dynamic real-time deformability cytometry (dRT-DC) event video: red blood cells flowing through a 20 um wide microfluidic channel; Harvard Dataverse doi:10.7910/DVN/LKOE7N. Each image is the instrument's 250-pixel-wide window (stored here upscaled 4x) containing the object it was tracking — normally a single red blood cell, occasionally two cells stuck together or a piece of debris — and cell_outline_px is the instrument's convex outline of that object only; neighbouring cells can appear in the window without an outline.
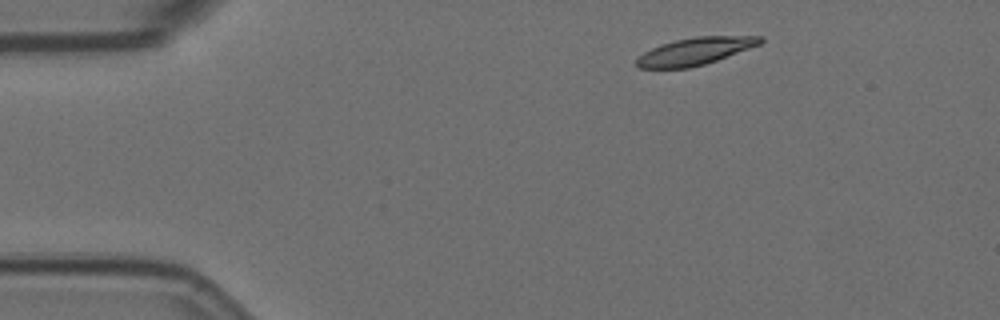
{"species": "Egyptian fruit bat (a non-hibernating species)", "species_latin": "Rousettus aegyptiacus", "temperature_condition": "room temperature", "stored_images_in_passage": 5, "camera_frame_rate_fps": 3000, "um_per_image_px": 0.085, "animal": {"sex": "female"}, "frame": {"image": 1, "passage_image": 1, "time_ms": 0.0, "image_size_px": [1000, 320], "cell_outline_px": [[764, 40], [760, 44], [716, 60], [704, 64], [688, 68], [636, 68], [636, 60], [644, 52], [660, 44], [676, 40], [696, 36], [764, 36]], "centroid_in_image_um": [59.07, 4.35], "position_along_channel_um": 25.9, "area_um2": 19.48}}
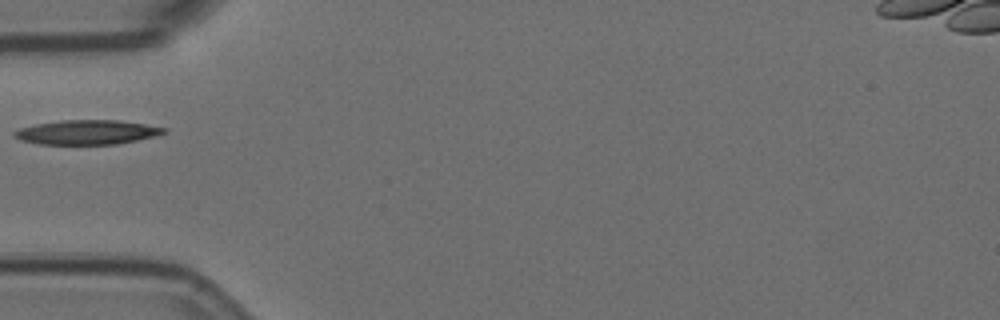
{"frame": {"image": 2, "passage_image": 4, "time_ms": 1.0, "image_size_px": [1000, 320], "cell_outline_px": [[168, 132], [156, 136], [116, 144], [40, 144], [20, 140], [12, 136], [12, 132], [20, 128], [36, 124], [60, 120], [120, 120], [168, 128]], "centroid_in_image_um": [7.4, 11.24], "position_along_channel_um": 77.6, "area_um2": 21.39}}
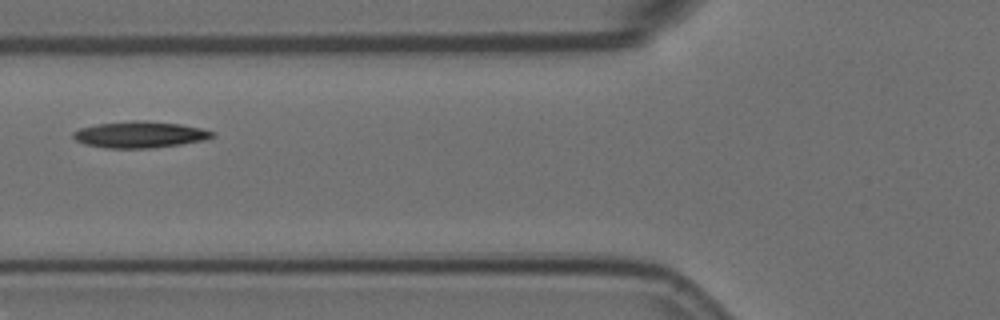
{"frame": {"image": 3, "passage_image": 5, "time_ms": 1.333, "image_size_px": [1000, 320], "cell_outline_px": [[216, 136], [204, 140], [180, 144], [152, 148], [108, 148], [84, 144], [76, 140], [72, 136], [72, 132], [80, 128], [96, 124], [132, 120], [144, 120], [180, 124], [200, 128], [216, 132]], "centroid_in_image_um": [11.89, 11.43], "position_along_channel_um": 113.9, "area_um2": 21.5}}